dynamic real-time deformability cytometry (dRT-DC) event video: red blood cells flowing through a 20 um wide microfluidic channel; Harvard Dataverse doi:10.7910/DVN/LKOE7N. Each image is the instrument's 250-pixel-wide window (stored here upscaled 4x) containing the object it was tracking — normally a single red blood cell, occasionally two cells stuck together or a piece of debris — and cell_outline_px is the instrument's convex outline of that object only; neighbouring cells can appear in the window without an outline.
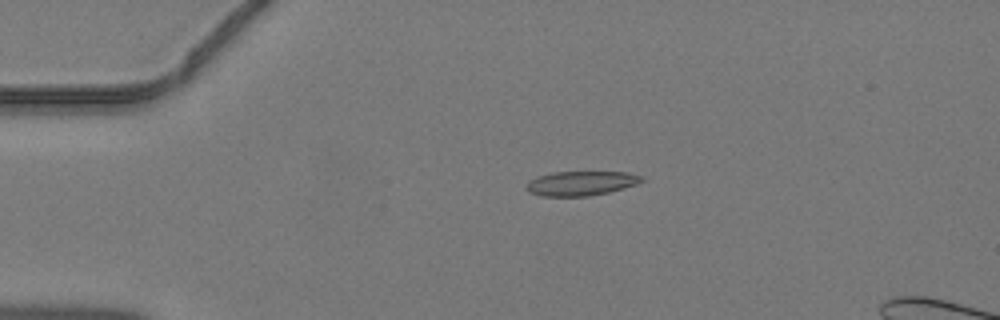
{"species": "common noctule bat (a hibernating species)", "species_latin": "Nyctalus noctula", "temperature_condition": "warm", "stored_images_in_passage": 47, "camera_frame_rate_fps": 3000, "um_per_image_px": 0.085, "animal": {"sex": "male", "body_mass_g": 19.2, "forearm_length_mm": 51.8}, "frame": {"image": 1, "passage_image": 11, "time_ms": 3.333, "image_size_px": [1000, 320], "cell_outline_px": [[644, 180], [636, 184], [624, 188], [608, 192], [588, 196], [540, 196], [528, 192], [524, 188], [528, 180], [536, 176], [552, 172], [628, 172], [644, 176]], "centroid_in_image_um": [49.34, 15.58], "position_along_channel_um": 35.7, "area_um2": 16.65}}
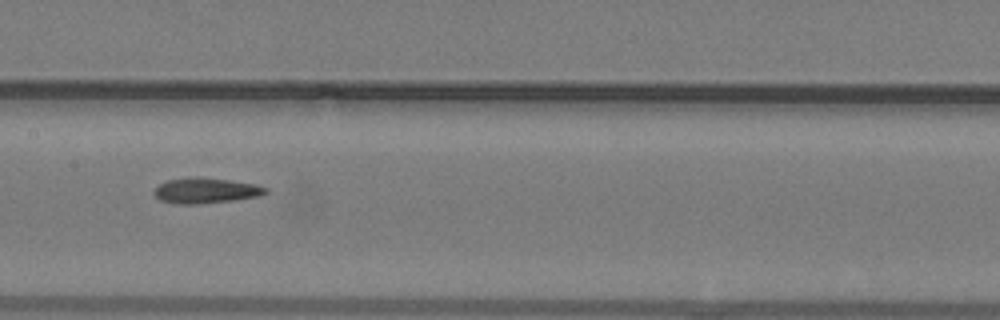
{"frame": {"image": 2, "passage_image": 24, "time_ms": 7.667, "image_size_px": [1000, 320], "cell_outline_px": [[268, 192], [260, 196], [232, 200], [196, 204], [176, 204], [160, 200], [156, 196], [156, 188], [160, 184], [168, 180], [188, 176], [196, 176], [228, 180], [256, 184], [268, 188]], "centroid_in_image_um": [17.51, 16.19], "position_along_channel_um": 189.9, "area_um2": 16.47}}
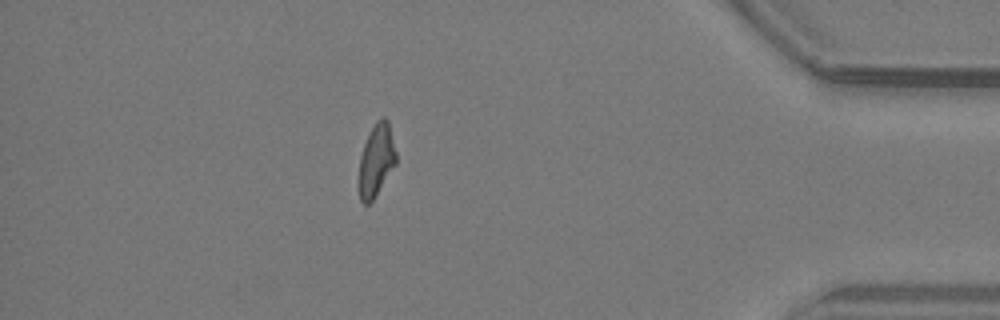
{"frame": {"image": 3, "passage_image": 41, "time_ms": 13.333, "image_size_px": [1000, 320], "cell_outline_px": [[396, 164], [372, 200], [368, 204], [364, 204], [360, 200], [360, 156], [364, 144], [376, 120], [384, 116], [388, 120], [396, 152]], "centroid_in_image_um": [32.0, 13.58], "position_along_channel_um": 403.2, "area_um2": 15.26}}